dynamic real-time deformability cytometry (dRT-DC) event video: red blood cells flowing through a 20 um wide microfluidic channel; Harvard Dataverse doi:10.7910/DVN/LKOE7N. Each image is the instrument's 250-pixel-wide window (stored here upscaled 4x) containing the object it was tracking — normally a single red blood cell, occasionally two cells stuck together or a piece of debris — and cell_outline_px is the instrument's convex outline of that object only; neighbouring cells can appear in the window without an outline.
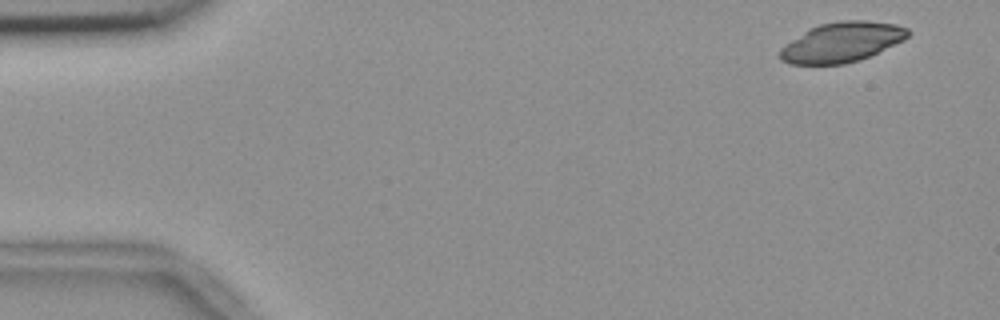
{"species": "common noctule bat (a hibernating species)", "species_latin": "Nyctalus noctula", "temperature_condition": "room temperature", "stored_images_in_passage": 10, "camera_frame_rate_fps": 3000, "um_per_image_px": 0.085, "animal": {"sex": "female", "body_mass_g": 18.4}, "frame": {"image": 1, "passage_image": 1, "time_ms": 0.0, "image_size_px": [1000, 320], "cell_outline_px": [[912, 32], [904, 40], [860, 60], [844, 64], [788, 64], [780, 60], [780, 48], [808, 28], [820, 24], [840, 20], [868, 20], [896, 24], [908, 28]], "centroid_in_image_um": [71.56, 3.57], "position_along_channel_um": 13.4, "area_um2": 29.88}}